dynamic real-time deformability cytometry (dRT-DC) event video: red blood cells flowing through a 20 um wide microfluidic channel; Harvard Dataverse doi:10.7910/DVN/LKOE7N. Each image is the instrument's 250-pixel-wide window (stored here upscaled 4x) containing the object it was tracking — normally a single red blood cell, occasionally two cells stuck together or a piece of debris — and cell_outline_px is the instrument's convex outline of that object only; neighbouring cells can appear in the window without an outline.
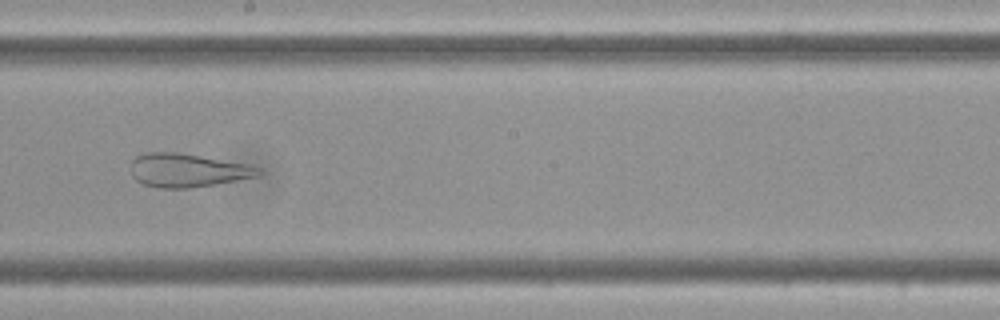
{"species": "Egyptian fruit bat (a non-hibernating species)", "species_latin": "Rousettus aegyptiacus", "temperature_condition": "cold", "stored_images_in_passage": 58, "camera_frame_rate_fps": 3000, "um_per_image_px": 0.085, "frame": {"image": 1, "passage_image": 33, "time_ms": 10.667, "image_size_px": [1000, 320], "cell_outline_px": [[264, 172], [260, 176], [188, 188], [160, 188], [144, 184], [136, 180], [132, 176], [132, 160], [136, 156], [144, 152], [180, 152], [252, 164], [260, 168]], "centroid_in_image_um": [15.98, 14.45], "position_along_channel_um": 232.2, "area_um2": 25.2}}
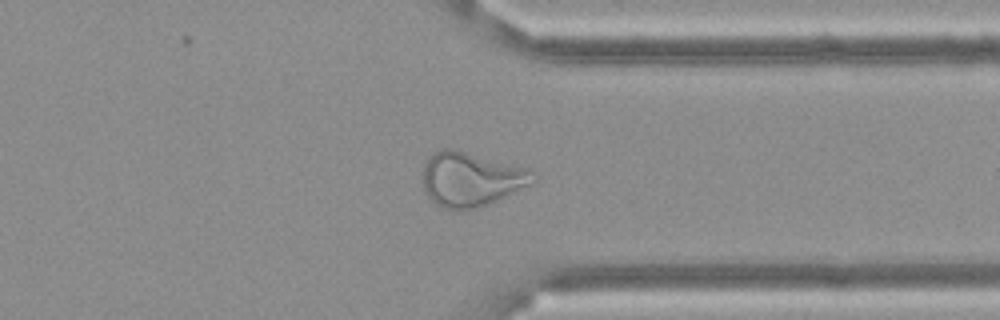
{"frame": {"image": 2, "passage_image": 45, "time_ms": 14.667, "image_size_px": [1000, 320], "cell_outline_px": [[536, 180], [532, 184], [488, 204], [476, 208], [460, 212], [456, 212], [444, 208], [436, 204], [428, 196], [424, 188], [424, 164], [432, 152], [444, 148], [448, 148], [464, 152], [524, 168], [532, 172]], "centroid_in_image_um": [39.99, 15.28], "position_along_channel_um": 371.4, "area_um2": 34.39}}
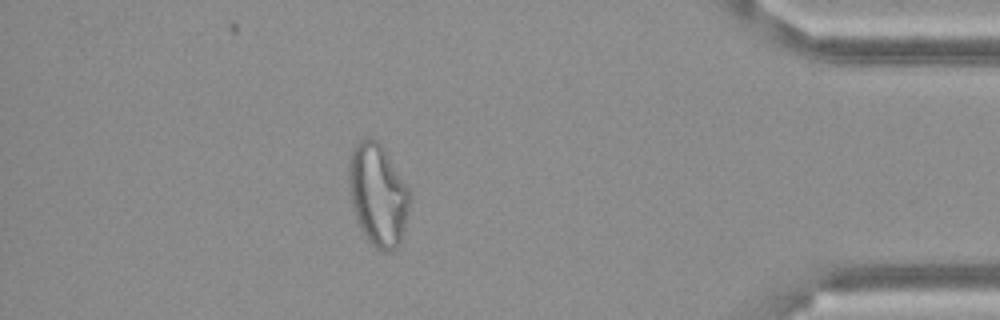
{"frame": {"image": 3, "passage_image": 51, "time_ms": 16.667, "image_size_px": [1000, 320], "cell_outline_px": [[412, 196], [404, 228], [400, 240], [396, 248], [392, 252], [384, 252], [376, 248], [368, 240], [360, 228], [352, 204], [348, 176], [348, 164], [352, 148], [360, 140], [368, 136], [372, 136], [380, 144], [408, 188]], "centroid_in_image_um": [32.11, 16.55], "position_along_channel_um": 403.1, "area_um2": 35.95}}